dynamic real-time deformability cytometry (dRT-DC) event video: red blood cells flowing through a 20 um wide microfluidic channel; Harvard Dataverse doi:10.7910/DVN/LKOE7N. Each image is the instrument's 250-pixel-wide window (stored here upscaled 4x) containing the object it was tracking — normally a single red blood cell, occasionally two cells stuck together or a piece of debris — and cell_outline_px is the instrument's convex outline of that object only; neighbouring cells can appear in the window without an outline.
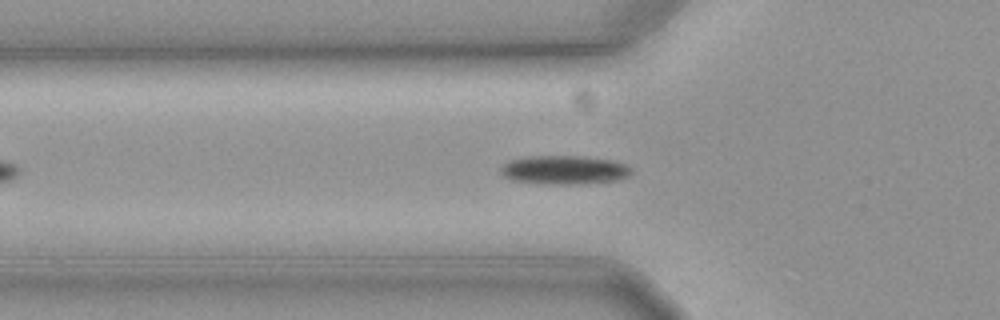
{"species": "common noctule bat (a hibernating species)", "species_latin": "Nyctalus noctula", "temperature_condition": "cold", "stored_images_in_passage": 41, "camera_frame_rate_fps": 3000, "um_per_image_px": 0.085, "animal": {"sex": "female", "body_mass_g": 19.3, "forearm_length_mm": 54.1}, "frame": {"image": 1, "passage_image": 11, "time_ms": 3.333, "image_size_px": [1000, 320], "cell_outline_px": [[632, 172], [628, 176], [620, 180], [584, 184], [540, 184], [512, 180], [504, 176], [500, 172], [500, 168], [504, 164], [512, 160], [528, 156], [580, 156], [612, 160], [628, 164], [632, 168]], "centroid_in_image_um": [48.01, 14.45], "position_along_channel_um": 77.8, "area_um2": 22.2}}
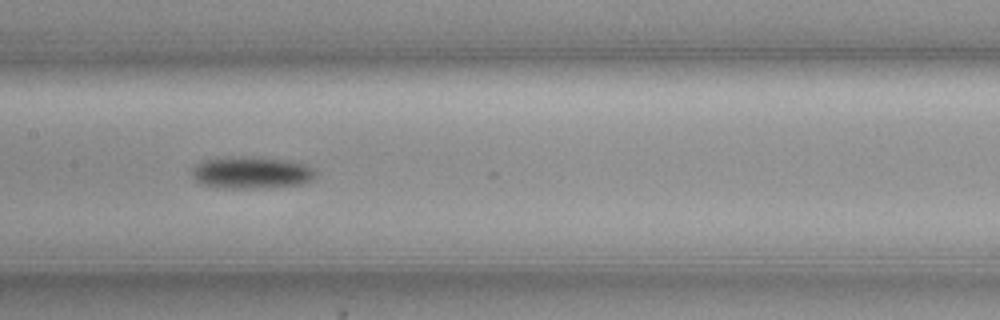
{"frame": {"image": 2, "passage_image": 20, "time_ms": 6.333, "image_size_px": [1000, 320], "cell_outline_px": [[316, 172], [312, 180], [300, 184], [252, 188], [224, 188], [200, 184], [192, 176], [192, 168], [208, 160], [292, 160], [304, 164], [312, 168]], "centroid_in_image_um": [21.42, 14.74], "position_along_channel_um": 186.0, "area_um2": 21.44}}
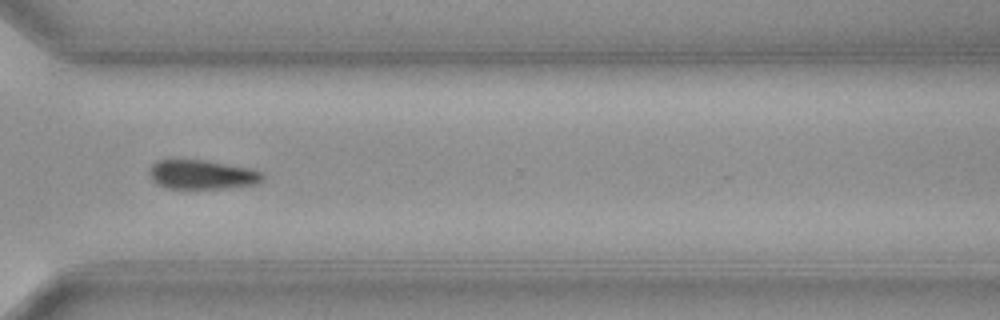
{"frame": {"image": 3, "passage_image": 34, "time_ms": 11.0, "image_size_px": [1000, 320], "cell_outline_px": [[264, 176], [256, 184], [224, 188], [164, 188], [156, 184], [152, 180], [148, 172], [148, 168], [156, 160], [204, 160], [248, 168], [260, 172]], "centroid_in_image_um": [17.08, 14.84], "position_along_channel_um": 353.5, "area_um2": 19.13}}